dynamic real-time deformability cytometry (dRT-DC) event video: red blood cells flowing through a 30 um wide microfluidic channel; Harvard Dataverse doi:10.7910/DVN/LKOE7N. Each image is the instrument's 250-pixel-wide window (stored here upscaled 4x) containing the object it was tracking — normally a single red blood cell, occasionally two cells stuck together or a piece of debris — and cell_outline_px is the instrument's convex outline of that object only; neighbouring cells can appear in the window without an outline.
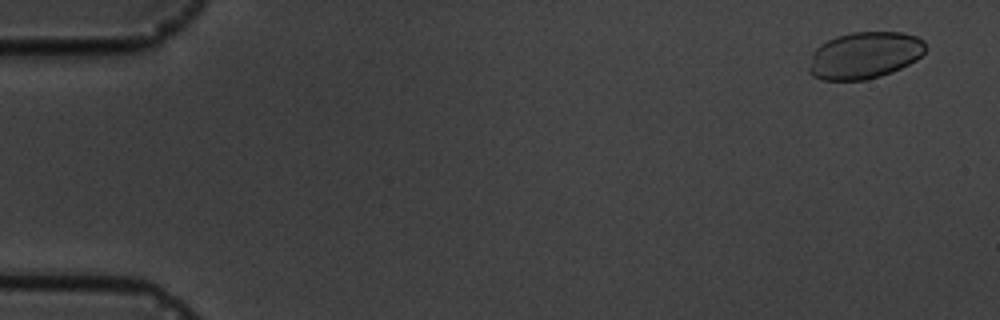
{"species": "common noctule bat (a hibernating species)", "species_latin": "Nyctalus noctula", "temperature_condition": "cold", "stored_images_in_passage": 5, "camera_frame_rate_fps": 3000, "um_per_image_px": 0.085, "animal": {"sex": "male", "body_mass_g": 19.5, "forearm_length_mm": 54.6}, "frame": {"image": 1, "passage_image": 1, "time_ms": 0.0, "image_size_px": [1000, 320], "cell_outline_px": [[924, 52], [916, 60], [892, 72], [880, 76], [864, 80], [824, 80], [812, 76], [808, 72], [808, 68], [812, 52], [820, 44], [836, 36], [852, 32], [900, 32], [916, 36], [924, 40]], "centroid_in_image_um": [73.45, 4.7], "position_along_channel_um": 11.6, "area_um2": 31.85}}